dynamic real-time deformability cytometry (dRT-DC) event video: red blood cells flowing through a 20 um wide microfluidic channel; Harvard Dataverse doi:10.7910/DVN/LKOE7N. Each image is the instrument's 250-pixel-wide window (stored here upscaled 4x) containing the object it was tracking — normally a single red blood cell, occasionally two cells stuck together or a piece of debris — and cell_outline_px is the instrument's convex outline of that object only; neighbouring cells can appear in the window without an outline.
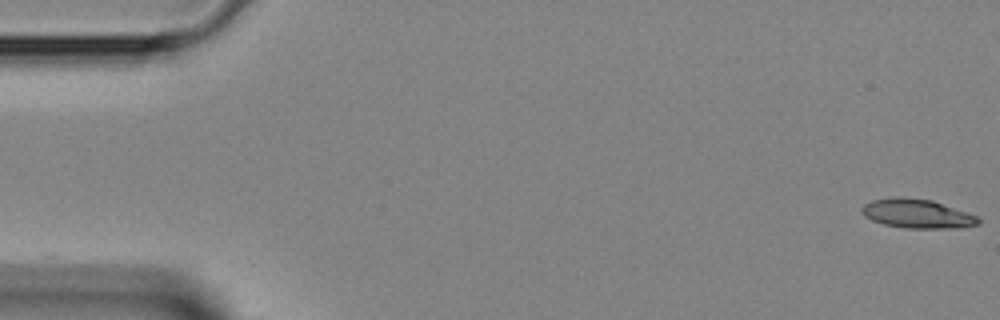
{"species": "Egyptian fruit bat (a non-hibernating species)", "species_latin": "Rousettus aegyptiacus", "temperature_condition": "room temperature", "stored_images_in_passage": 38, "camera_frame_rate_fps": 3000, "um_per_image_px": 0.085, "animal": {"sex": "female"}, "frame": {"image": 1, "passage_image": 1, "time_ms": 0.0, "image_size_px": [1000, 320], "cell_outline_px": [[980, 224], [960, 228], [904, 228], [884, 224], [872, 220], [864, 216], [860, 208], [864, 204], [872, 200], [896, 196], [932, 200], [980, 216]], "centroid_in_image_um": [77.98, 18.16], "position_along_channel_um": 7.0, "area_um2": 19.94}}
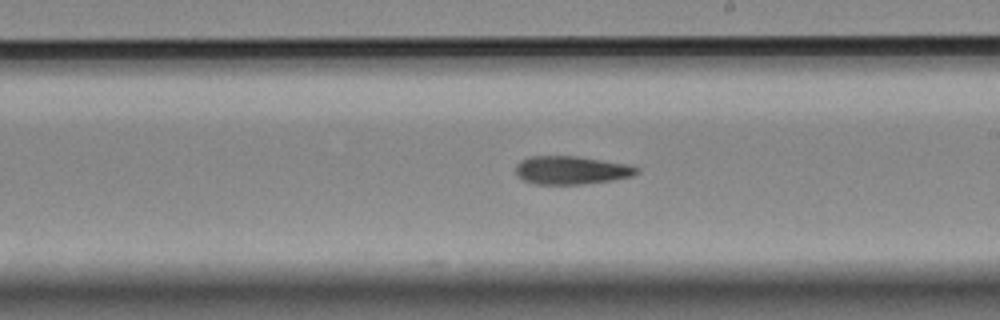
{"frame": {"image": 2, "passage_image": 25, "time_ms": 8.0, "image_size_px": [1000, 320], "cell_outline_px": [[640, 172], [632, 176], [612, 180], [580, 184], [536, 184], [524, 180], [516, 172], [516, 164], [520, 160], [528, 156], [576, 156], [628, 164], [640, 168]], "centroid_in_image_um": [48.58, 14.45], "position_along_channel_um": 240.4, "area_um2": 19.88}}
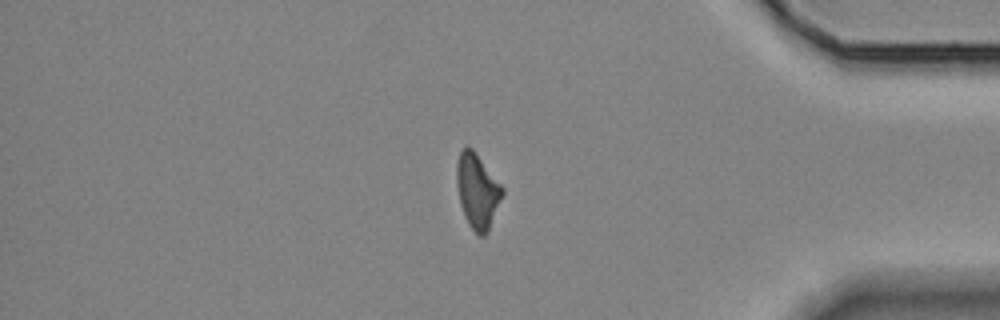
{"frame": {"image": 3, "passage_image": 37, "time_ms": 12.0, "image_size_px": [1000, 320], "cell_outline_px": [[504, 192], [488, 232], [484, 236], [480, 236], [468, 224], [464, 216], [460, 204], [456, 184], [456, 164], [460, 152], [468, 144], [472, 148], [504, 188]], "centroid_in_image_um": [40.56, 16.23], "position_along_channel_um": 394.6, "area_um2": 19.88}}